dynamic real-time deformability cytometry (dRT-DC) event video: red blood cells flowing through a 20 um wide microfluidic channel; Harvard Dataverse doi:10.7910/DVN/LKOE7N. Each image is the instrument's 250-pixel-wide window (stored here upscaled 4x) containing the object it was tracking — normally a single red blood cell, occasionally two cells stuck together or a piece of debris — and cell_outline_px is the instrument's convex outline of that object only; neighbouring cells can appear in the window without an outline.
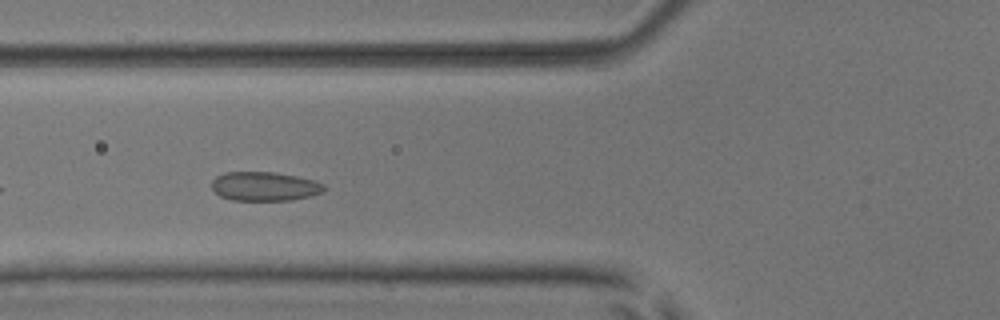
{"species": "common noctule bat (a hibernating species)", "species_latin": "Nyctalus noctula", "temperature_condition": "room temperature", "stored_images_in_passage": 13, "camera_frame_rate_fps": 3000, "um_per_image_px": 0.085, "animal": {"sex": "male", "body_mass_g": 17.9, "forearm_length_mm": 54.2}, "frame": {"image": 1, "passage_image": 6, "time_ms": 1.667, "image_size_px": [1000, 320], "cell_outline_px": [[324, 192], [292, 200], [232, 200], [220, 196], [212, 188], [212, 180], [216, 176], [224, 172], [276, 172], [296, 176], [312, 180], [324, 184]], "centroid_in_image_um": [22.46, 15.83], "position_along_channel_um": 103.3, "area_um2": 18.96}}